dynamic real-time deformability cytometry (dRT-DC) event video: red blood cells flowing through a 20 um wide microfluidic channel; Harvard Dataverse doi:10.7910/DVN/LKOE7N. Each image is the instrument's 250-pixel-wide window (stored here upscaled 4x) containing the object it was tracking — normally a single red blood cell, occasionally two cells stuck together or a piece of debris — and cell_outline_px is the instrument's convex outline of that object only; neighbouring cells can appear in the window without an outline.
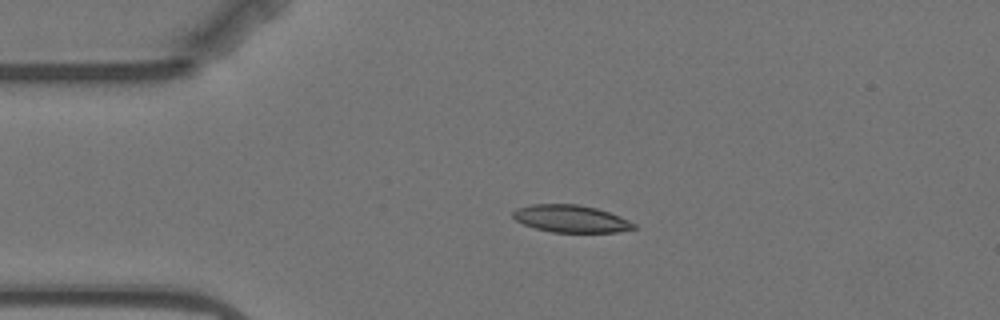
{"species": "Egyptian fruit bat (a non-hibernating species)", "species_latin": "Rousettus aegyptiacus", "temperature_condition": "warm", "stored_images_in_passage": 5, "camera_frame_rate_fps": 3000, "um_per_image_px": 0.085, "animal": {"sex": "female"}, "frame": {"image": 1, "passage_image": 4, "time_ms": 3.667, "image_size_px": [1000, 320], "cell_outline_px": [[636, 228], [616, 232], [552, 232], [536, 228], [524, 224], [516, 220], [512, 216], [512, 212], [516, 208], [532, 204], [576, 204], [596, 208], [620, 216], [636, 224]], "centroid_in_image_um": [48.51, 18.59], "position_along_channel_um": 36.5, "area_um2": 19.13}}